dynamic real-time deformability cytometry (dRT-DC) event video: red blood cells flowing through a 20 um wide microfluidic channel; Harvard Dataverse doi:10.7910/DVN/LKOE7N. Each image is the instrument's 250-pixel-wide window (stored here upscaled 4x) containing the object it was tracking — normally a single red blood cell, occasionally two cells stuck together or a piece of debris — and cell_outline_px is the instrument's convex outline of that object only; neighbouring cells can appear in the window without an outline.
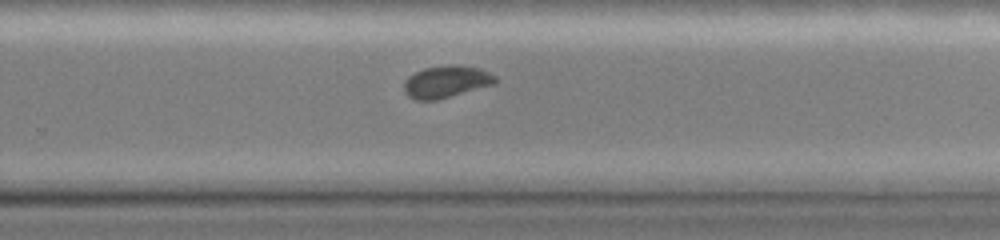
{"species": "common noctule bat (a hibernating species)", "species_latin": "Nyctalus noctula", "temperature_condition": "cold", "stored_images_in_passage": 22, "camera_frame_rate_fps": 3000, "um_per_image_px": 0.085, "animal": {"sex": "female", "body_mass_g": 19.0, "forearm_length_mm": 51.5}, "frame": {"image": 1, "passage_image": 19, "time_ms": 6.0, "image_size_px": [1000, 240], "cell_outline_px": [[496, 84], [436, 100], [416, 100], [408, 96], [404, 92], [404, 80], [408, 76], [424, 68], [448, 64], [456, 64], [480, 68], [496, 76]], "centroid_in_image_um": [37.93, 6.93], "position_along_channel_um": 291.9, "area_um2": 17.22}}